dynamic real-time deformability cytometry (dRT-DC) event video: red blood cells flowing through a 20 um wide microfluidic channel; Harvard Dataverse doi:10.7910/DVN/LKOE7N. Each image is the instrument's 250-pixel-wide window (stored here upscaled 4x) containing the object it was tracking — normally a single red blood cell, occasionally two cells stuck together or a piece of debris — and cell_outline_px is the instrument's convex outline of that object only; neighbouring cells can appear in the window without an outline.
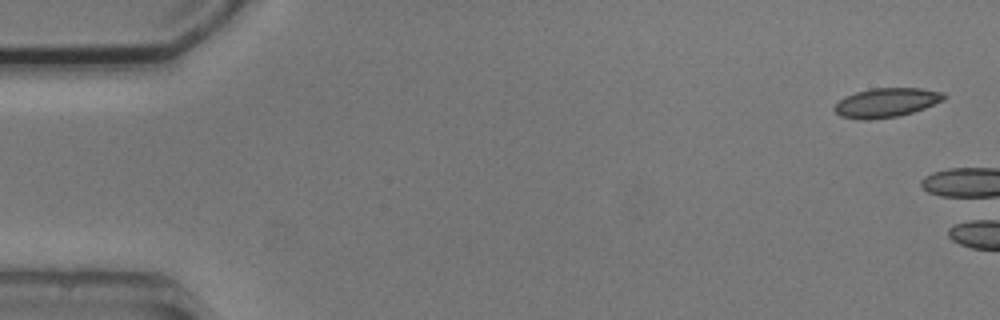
{"species": "common noctule bat (a hibernating species)", "species_latin": "Nyctalus noctula", "temperature_condition": "cold", "stored_images_in_passage": 2, "camera_frame_rate_fps": 3000, "um_per_image_px": 0.085, "animal": {"sex": "male", "body_mass_g": 20.5, "forearm_length_mm": 52.5}, "frame": {"image": 1, "passage_image": 1, "time_ms": 0.0, "image_size_px": [1000, 320], "cell_outline_px": [[948, 96], [944, 100], [924, 108], [900, 116], [868, 120], [864, 120], [840, 116], [832, 108], [844, 96], [856, 92], [872, 88], [924, 88], [944, 92]], "centroid_in_image_um": [75.36, 8.71], "position_along_channel_um": 9.6, "area_um2": 18.79}}